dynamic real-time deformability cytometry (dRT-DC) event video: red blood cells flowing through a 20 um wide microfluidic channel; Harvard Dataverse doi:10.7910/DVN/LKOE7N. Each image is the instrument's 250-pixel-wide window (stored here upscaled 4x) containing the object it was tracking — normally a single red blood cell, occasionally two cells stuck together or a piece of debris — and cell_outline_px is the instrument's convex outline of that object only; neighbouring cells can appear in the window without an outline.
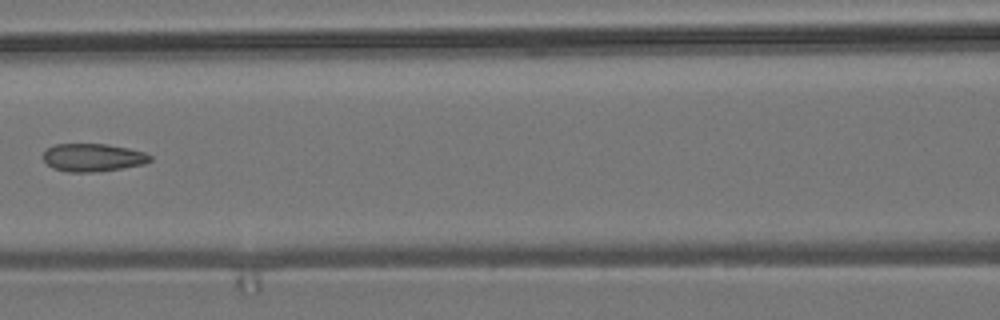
{"species": "common noctule bat (a hibernating species)", "species_latin": "Nyctalus noctula", "temperature_condition": "room temperature", "stored_images_in_passage": 6, "camera_frame_rate_fps": 3000, "um_per_image_px": 0.085, "animal": {"sex": "male", "body_mass_g": 19.2, "forearm_length_mm": 51.8}, "frame": {"image": 1, "passage_image": 5, "time_ms": 5.667, "image_size_px": [1000, 320], "cell_outline_px": [[152, 160], [144, 164], [96, 172], [68, 172], [52, 168], [40, 156], [48, 148], [56, 144], [108, 144], [128, 148], [144, 152], [152, 156]], "centroid_in_image_um": [7.88, 13.39], "position_along_channel_um": 158.7, "area_um2": 17.46}}
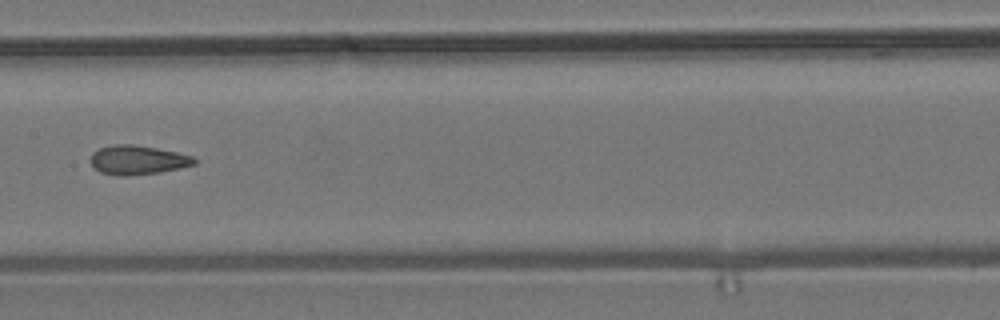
{"frame": {"image": 2, "passage_image": 6, "time_ms": 6.667, "image_size_px": [1000, 320], "cell_outline_px": [[196, 164], [180, 168], [160, 172], [128, 176], [116, 176], [100, 172], [88, 160], [92, 152], [100, 148], [112, 144], [132, 144], [156, 148], [176, 152], [192, 156], [196, 160]], "centroid_in_image_um": [11.66, 13.6], "position_along_channel_um": 195.7, "area_um2": 17.74}}